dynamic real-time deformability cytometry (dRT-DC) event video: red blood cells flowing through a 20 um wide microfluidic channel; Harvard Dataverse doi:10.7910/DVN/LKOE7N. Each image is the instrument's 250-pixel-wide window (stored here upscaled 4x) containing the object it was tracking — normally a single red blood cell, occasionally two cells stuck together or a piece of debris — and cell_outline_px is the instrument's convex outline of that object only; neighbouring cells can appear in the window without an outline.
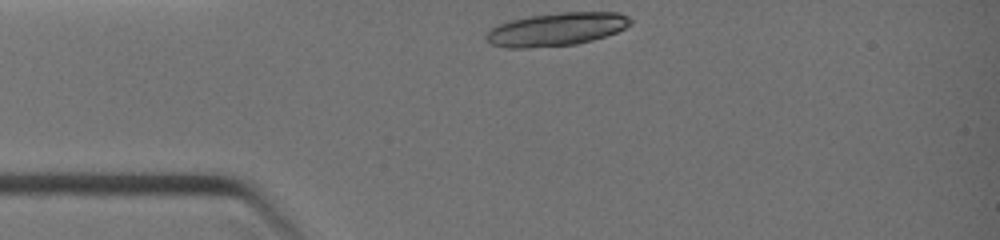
{"species": "common noctule bat (a hibernating species)", "species_latin": "Nyctalus noctula", "temperature_condition": "warm", "stored_images_in_passage": 7, "camera_frame_rate_fps": 3000, "um_per_image_px": 0.085, "animal": {"sex": "female", "body_mass_g": 19.0, "forearm_length_mm": 51.5}, "frame": {"image": 1, "passage_image": 1, "time_ms": 0.0, "image_size_px": [1000, 240], "cell_outline_px": [[632, 24], [616, 32], [592, 40], [576, 44], [528, 48], [508, 48], [488, 44], [484, 40], [484, 36], [496, 24], [512, 20], [532, 16], [564, 12], [620, 12], [628, 16], [632, 20]], "centroid_in_image_um": [47.27, 2.49], "position_along_channel_um": 37.7, "area_um2": 27.92}}